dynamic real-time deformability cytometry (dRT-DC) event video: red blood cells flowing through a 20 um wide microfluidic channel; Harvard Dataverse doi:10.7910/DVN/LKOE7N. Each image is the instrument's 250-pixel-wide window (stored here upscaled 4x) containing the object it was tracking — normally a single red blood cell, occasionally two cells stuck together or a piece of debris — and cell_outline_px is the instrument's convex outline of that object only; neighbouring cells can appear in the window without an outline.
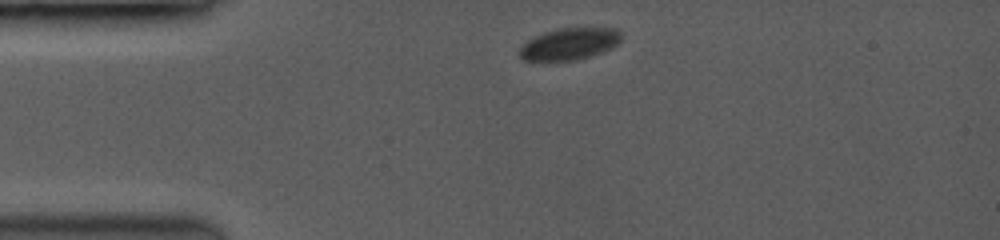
{"species": "common noctule bat (a hibernating species)", "species_latin": "Nyctalus noctula", "temperature_condition": "room temperature", "stored_images_in_passage": 2, "camera_frame_rate_fps": 3500, "um_per_image_px": 0.085, "animal": {"sex": "female", "body_mass_g": 19.0, "forearm_length_mm": 53.3}, "frame": {"image": 1, "passage_image": 1, "time_ms": 0.0, "image_size_px": [1000, 240], "cell_outline_px": [[620, 40], [616, 44], [600, 52], [588, 56], [572, 60], [524, 60], [520, 56], [520, 48], [528, 40], [536, 36], [560, 28], [612, 28], [620, 32]], "centroid_in_image_um": [48.38, 3.72], "position_along_channel_um": 36.6, "area_um2": 18.09}}